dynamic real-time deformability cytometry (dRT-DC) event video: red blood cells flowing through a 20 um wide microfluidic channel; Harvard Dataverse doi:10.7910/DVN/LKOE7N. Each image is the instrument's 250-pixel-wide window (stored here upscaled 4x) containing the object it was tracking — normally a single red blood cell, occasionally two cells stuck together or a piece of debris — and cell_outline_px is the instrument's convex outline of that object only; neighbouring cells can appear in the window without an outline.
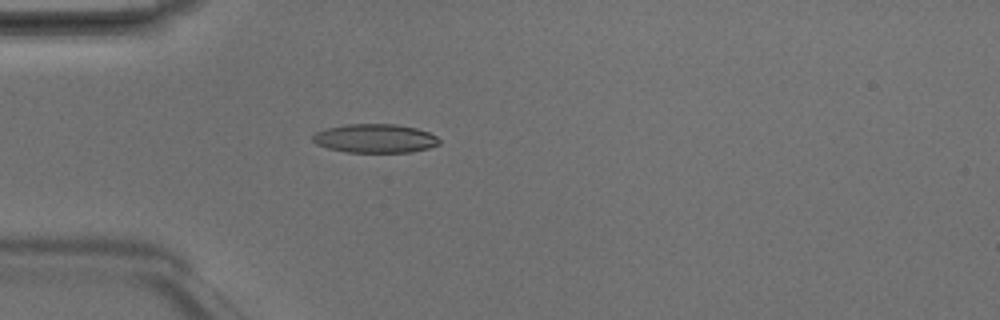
{"species": "Egyptian fruit bat (a non-hibernating species)", "species_latin": "Rousettus aegyptiacus", "temperature_condition": "room temperature", "stored_images_in_passage": 3, "camera_frame_rate_fps": 3000, "um_per_image_px": 0.085, "animal": {"sex": "male"}, "frame": {"image": 1, "passage_image": 3, "time_ms": 0.667, "image_size_px": [1000, 320], "cell_outline_px": [[440, 144], [428, 148], [412, 152], [348, 152], [328, 148], [316, 144], [312, 140], [312, 136], [316, 132], [328, 128], [348, 124], [396, 124], [416, 128], [428, 132], [436, 136], [440, 140]], "centroid_in_image_um": [31.89, 11.76], "position_along_channel_um": 53.1, "area_um2": 21.15}}